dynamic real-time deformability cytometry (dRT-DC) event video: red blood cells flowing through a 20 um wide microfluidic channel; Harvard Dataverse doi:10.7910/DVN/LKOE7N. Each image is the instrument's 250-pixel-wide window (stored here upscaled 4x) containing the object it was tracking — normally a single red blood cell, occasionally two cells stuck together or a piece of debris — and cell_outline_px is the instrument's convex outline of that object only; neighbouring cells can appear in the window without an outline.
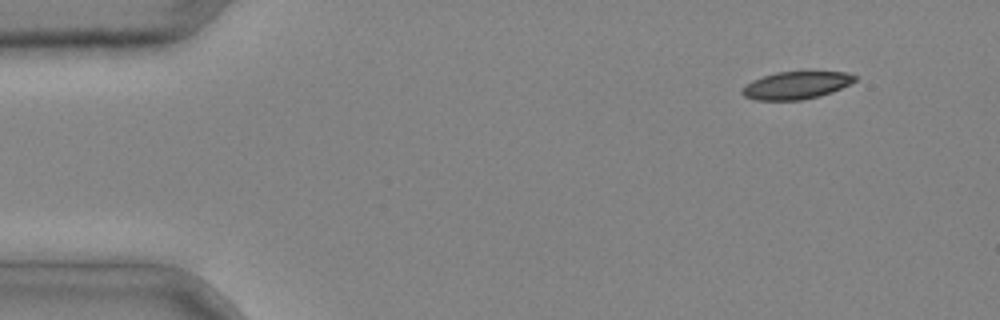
{"species": "common noctule bat (a hibernating species)", "species_latin": "Nyctalus noctula", "temperature_condition": "cold", "stored_images_in_passage": 4, "segment_of_instrument_passage": [2, 2], "camera_frame_rate_fps": 3000, "um_per_image_px": 0.085, "animal": {"sex": "male", "body_mass_g": 20.4}, "frame": {"image": 1, "passage_image": 4, "time_ms": 1.0, "image_size_px": [1000, 320], "cell_outline_px": [[856, 80], [832, 92], [820, 96], [800, 100], [756, 100], [744, 96], [740, 92], [744, 84], [752, 80], [776, 72], [808, 68], [848, 72], [856, 76]], "centroid_in_image_um": [67.7, 7.18], "position_along_channel_um": 17.3, "area_um2": 19.07}}